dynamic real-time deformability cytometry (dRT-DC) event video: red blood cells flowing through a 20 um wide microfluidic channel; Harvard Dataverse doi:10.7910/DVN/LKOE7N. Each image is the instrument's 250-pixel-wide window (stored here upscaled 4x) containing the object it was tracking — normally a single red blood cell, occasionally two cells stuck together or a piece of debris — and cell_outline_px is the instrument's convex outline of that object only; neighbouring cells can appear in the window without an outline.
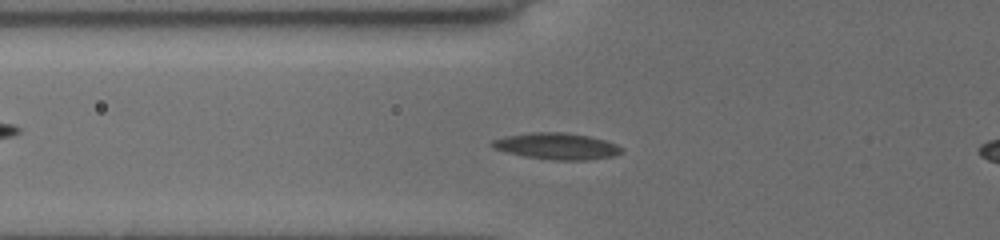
{"species": "common noctule bat (a hibernating species)", "species_latin": "Nyctalus noctula", "temperature_condition": "cold", "stored_images_in_passage": 40, "camera_frame_rate_fps": 3000, "um_per_image_px": 0.085, "animal": {"sex": "female", "body_mass_g": 19.5, "forearm_length_mm": 54.1}, "frame": {"image": 1, "passage_image": 13, "time_ms": 4.0, "image_size_px": [1000, 240], "cell_outline_px": [[624, 152], [612, 156], [588, 160], [552, 160], [524, 156], [492, 148], [488, 144], [492, 140], [504, 136], [532, 132], [564, 132], [588, 136], [604, 140], [616, 144], [624, 148]], "centroid_in_image_um": [47.31, 12.42], "position_along_channel_um": 78.5, "area_um2": 20.06}}
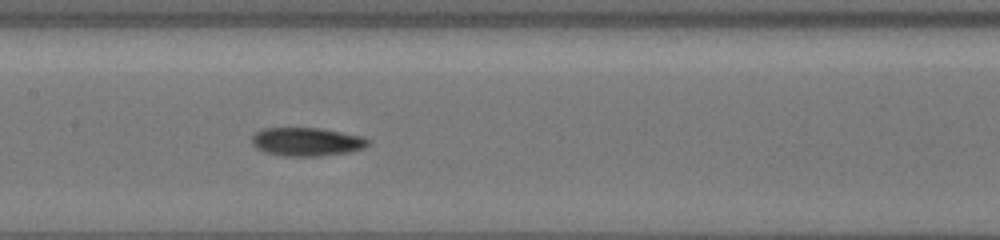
{"frame": {"image": 2, "passage_image": 21, "time_ms": 6.667, "image_size_px": [1000, 240], "cell_outline_px": [[372, 140], [364, 148], [352, 152], [320, 156], [284, 156], [264, 152], [256, 148], [252, 144], [252, 136], [256, 132], [264, 128], [320, 128], [364, 136]], "centroid_in_image_um": [26.11, 12.05], "position_along_channel_um": 181.3, "area_um2": 19.54}}
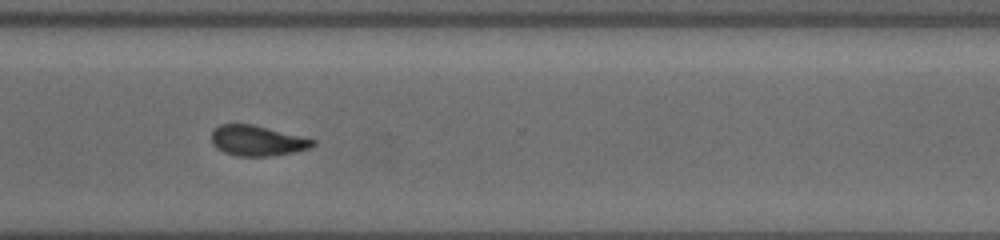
{"frame": {"image": 3, "passage_image": 32, "time_ms": 10.333, "image_size_px": [1000, 240], "cell_outline_px": [[316, 144], [312, 148], [272, 156], [236, 156], [224, 152], [216, 148], [212, 144], [212, 132], [220, 124], [252, 124], [316, 140]], "centroid_in_image_um": [21.87, 11.97], "position_along_channel_um": 348.7, "area_um2": 17.86}}